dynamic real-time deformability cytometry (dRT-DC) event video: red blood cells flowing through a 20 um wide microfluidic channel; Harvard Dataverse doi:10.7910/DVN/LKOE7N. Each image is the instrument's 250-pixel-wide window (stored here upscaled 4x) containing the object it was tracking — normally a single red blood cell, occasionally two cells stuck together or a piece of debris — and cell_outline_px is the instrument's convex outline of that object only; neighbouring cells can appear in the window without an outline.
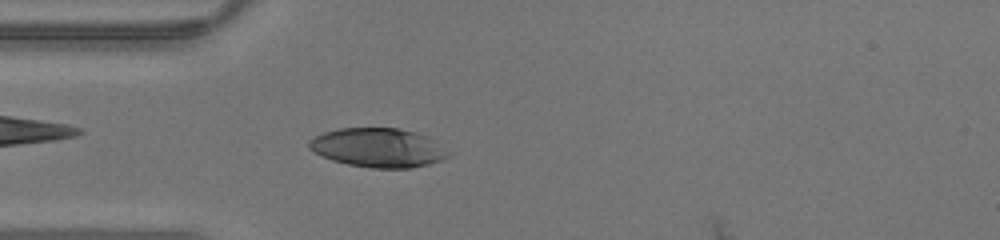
{"species": "human", "species_latin": "Homo sapiens", "temperature_condition": "warm", "stored_images_in_passage": 41, "camera_frame_rate_fps": 3000, "um_per_image_px": 0.085, "donor": {"sex": "male"}, "frame": {"image": 1, "passage_image": 11, "time_ms": 3.333, "image_size_px": [1000, 240], "cell_outline_px": [[452, 152], [448, 156], [440, 160], [428, 164], [412, 168], [372, 168], [348, 164], [332, 160], [320, 156], [308, 148], [308, 140], [312, 136], [324, 132], [340, 128], [400, 128], [416, 132], [428, 136]], "centroid_in_image_um": [32.13, 12.55], "position_along_channel_um": 52.9, "area_um2": 32.02}}
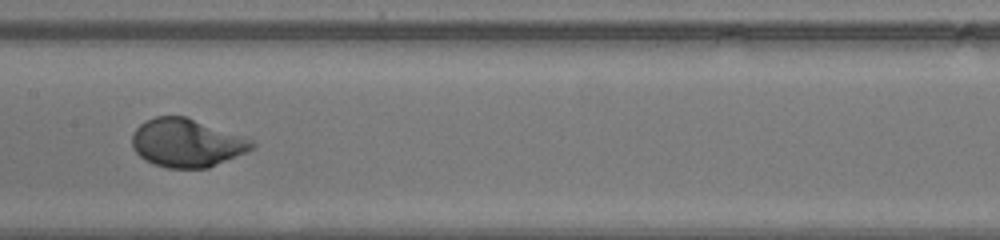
{"frame": {"image": 2, "passage_image": 20, "time_ms": 6.333, "image_size_px": [1000, 240], "cell_outline_px": [[256, 148], [208, 168], [168, 168], [152, 164], [144, 160], [132, 148], [132, 132], [144, 120], [156, 116], [184, 116], [244, 136], [252, 140], [256, 144]], "centroid_in_image_um": [15.86, 12.15], "position_along_channel_um": 191.5, "area_um2": 33.93}}
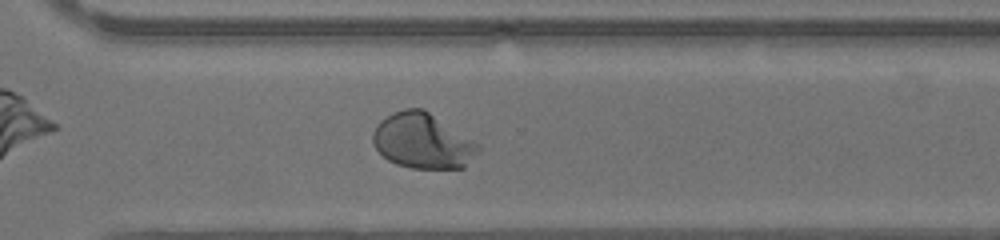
{"frame": {"image": 3, "passage_image": 29, "time_ms": 9.333, "image_size_px": [1000, 240], "cell_outline_px": [[480, 148], [464, 168], [412, 168], [396, 164], [388, 160], [376, 148], [372, 140], [372, 132], [376, 124], [380, 120], [392, 112], [404, 108], [424, 108], [480, 144]], "centroid_in_image_um": [35.91, 11.96], "position_along_channel_um": 334.7, "area_um2": 34.04}}